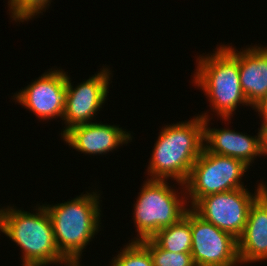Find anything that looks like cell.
<instances>
[{"mask_svg": "<svg viewBox=\"0 0 267 266\" xmlns=\"http://www.w3.org/2000/svg\"><path fill=\"white\" fill-rule=\"evenodd\" d=\"M130 131L119 125L103 124L102 121L79 124L68 129L61 139L68 146L85 155H106L132 141Z\"/></svg>", "mask_w": 267, "mask_h": 266, "instance_id": "8fae6325", "label": "cell"}, {"mask_svg": "<svg viewBox=\"0 0 267 266\" xmlns=\"http://www.w3.org/2000/svg\"><path fill=\"white\" fill-rule=\"evenodd\" d=\"M207 113H200L204 123V149L207 152L239 159L249 167L252 166L255 158L261 156L260 129L258 128L257 135L251 136L229 127L211 128L209 122L213 118Z\"/></svg>", "mask_w": 267, "mask_h": 266, "instance_id": "7c38bea8", "label": "cell"}, {"mask_svg": "<svg viewBox=\"0 0 267 266\" xmlns=\"http://www.w3.org/2000/svg\"><path fill=\"white\" fill-rule=\"evenodd\" d=\"M249 168L239 159L207 152L203 148L184 184L189 207L205 196L246 188L242 177Z\"/></svg>", "mask_w": 267, "mask_h": 266, "instance_id": "8992f818", "label": "cell"}, {"mask_svg": "<svg viewBox=\"0 0 267 266\" xmlns=\"http://www.w3.org/2000/svg\"><path fill=\"white\" fill-rule=\"evenodd\" d=\"M174 187L167 180L143 182L133 206L132 219L138 234L131 241L152 238L161 228L176 224L185 216L190 208L185 185L179 188L180 193Z\"/></svg>", "mask_w": 267, "mask_h": 266, "instance_id": "5b68a950", "label": "cell"}, {"mask_svg": "<svg viewBox=\"0 0 267 266\" xmlns=\"http://www.w3.org/2000/svg\"><path fill=\"white\" fill-rule=\"evenodd\" d=\"M246 46L239 51L241 89L254 107L267 91V46Z\"/></svg>", "mask_w": 267, "mask_h": 266, "instance_id": "5bb4252c", "label": "cell"}, {"mask_svg": "<svg viewBox=\"0 0 267 266\" xmlns=\"http://www.w3.org/2000/svg\"><path fill=\"white\" fill-rule=\"evenodd\" d=\"M261 156H267V124L260 126Z\"/></svg>", "mask_w": 267, "mask_h": 266, "instance_id": "ffe728a7", "label": "cell"}, {"mask_svg": "<svg viewBox=\"0 0 267 266\" xmlns=\"http://www.w3.org/2000/svg\"><path fill=\"white\" fill-rule=\"evenodd\" d=\"M110 264L111 266H153V261L149 251L139 241L129 240V243L112 258Z\"/></svg>", "mask_w": 267, "mask_h": 266, "instance_id": "2e32d148", "label": "cell"}, {"mask_svg": "<svg viewBox=\"0 0 267 266\" xmlns=\"http://www.w3.org/2000/svg\"><path fill=\"white\" fill-rule=\"evenodd\" d=\"M151 239L164 250L173 253H191L190 208L180 221L161 228Z\"/></svg>", "mask_w": 267, "mask_h": 266, "instance_id": "9a60e30c", "label": "cell"}, {"mask_svg": "<svg viewBox=\"0 0 267 266\" xmlns=\"http://www.w3.org/2000/svg\"><path fill=\"white\" fill-rule=\"evenodd\" d=\"M249 188H238L201 198L192 209L204 220L238 239L247 222L251 204L261 194V183L254 193Z\"/></svg>", "mask_w": 267, "mask_h": 266, "instance_id": "52a82bcc", "label": "cell"}, {"mask_svg": "<svg viewBox=\"0 0 267 266\" xmlns=\"http://www.w3.org/2000/svg\"><path fill=\"white\" fill-rule=\"evenodd\" d=\"M253 109L258 112L261 124H267V91L261 100L253 107Z\"/></svg>", "mask_w": 267, "mask_h": 266, "instance_id": "d6986e66", "label": "cell"}, {"mask_svg": "<svg viewBox=\"0 0 267 266\" xmlns=\"http://www.w3.org/2000/svg\"><path fill=\"white\" fill-rule=\"evenodd\" d=\"M79 262H67L64 266H81Z\"/></svg>", "mask_w": 267, "mask_h": 266, "instance_id": "7402d4cb", "label": "cell"}, {"mask_svg": "<svg viewBox=\"0 0 267 266\" xmlns=\"http://www.w3.org/2000/svg\"><path fill=\"white\" fill-rule=\"evenodd\" d=\"M4 206L1 232L22 252V266H63L68 261L60 254L53 226L44 205L37 204L34 213Z\"/></svg>", "mask_w": 267, "mask_h": 266, "instance_id": "277c9868", "label": "cell"}, {"mask_svg": "<svg viewBox=\"0 0 267 266\" xmlns=\"http://www.w3.org/2000/svg\"><path fill=\"white\" fill-rule=\"evenodd\" d=\"M153 146L147 179H169L182 186L204 148L203 118L197 114L188 121L165 125Z\"/></svg>", "mask_w": 267, "mask_h": 266, "instance_id": "6da1fadb", "label": "cell"}, {"mask_svg": "<svg viewBox=\"0 0 267 266\" xmlns=\"http://www.w3.org/2000/svg\"><path fill=\"white\" fill-rule=\"evenodd\" d=\"M237 240L241 265L267 260V199L262 193L251 204L245 229Z\"/></svg>", "mask_w": 267, "mask_h": 266, "instance_id": "4fadbf2b", "label": "cell"}, {"mask_svg": "<svg viewBox=\"0 0 267 266\" xmlns=\"http://www.w3.org/2000/svg\"><path fill=\"white\" fill-rule=\"evenodd\" d=\"M234 48L222 43L217 45L213 53L199 55L192 77L194 86L207 96L212 112L225 122L233 118L238 106L253 108L241 89L239 51Z\"/></svg>", "mask_w": 267, "mask_h": 266, "instance_id": "7a4b0ae2", "label": "cell"}, {"mask_svg": "<svg viewBox=\"0 0 267 266\" xmlns=\"http://www.w3.org/2000/svg\"><path fill=\"white\" fill-rule=\"evenodd\" d=\"M111 71L109 66H102L97 74L78 83L75 87L72 86L74 84L67 72L65 108L62 117L65 127L60 133L61 136L75 125L91 123L96 120L95 115L102 110L101 108L109 96Z\"/></svg>", "mask_w": 267, "mask_h": 266, "instance_id": "ba28073f", "label": "cell"}, {"mask_svg": "<svg viewBox=\"0 0 267 266\" xmlns=\"http://www.w3.org/2000/svg\"><path fill=\"white\" fill-rule=\"evenodd\" d=\"M139 242L149 251L153 266H196L191 253H173L164 250L151 238Z\"/></svg>", "mask_w": 267, "mask_h": 266, "instance_id": "e0dca14e", "label": "cell"}, {"mask_svg": "<svg viewBox=\"0 0 267 266\" xmlns=\"http://www.w3.org/2000/svg\"><path fill=\"white\" fill-rule=\"evenodd\" d=\"M66 75L63 69L51 68L31 84L14 93L12 98L38 120L62 119L66 98Z\"/></svg>", "mask_w": 267, "mask_h": 266, "instance_id": "30bf717a", "label": "cell"}, {"mask_svg": "<svg viewBox=\"0 0 267 266\" xmlns=\"http://www.w3.org/2000/svg\"><path fill=\"white\" fill-rule=\"evenodd\" d=\"M96 190L64 203L43 204L52 222L57 248L68 262L82 261L83 249L101 230L102 200Z\"/></svg>", "mask_w": 267, "mask_h": 266, "instance_id": "3957f363", "label": "cell"}, {"mask_svg": "<svg viewBox=\"0 0 267 266\" xmlns=\"http://www.w3.org/2000/svg\"><path fill=\"white\" fill-rule=\"evenodd\" d=\"M260 183H261V193L266 197V199H267V183H266V181H265V183H264V181L262 180V182L260 181Z\"/></svg>", "mask_w": 267, "mask_h": 266, "instance_id": "44dd1931", "label": "cell"}, {"mask_svg": "<svg viewBox=\"0 0 267 266\" xmlns=\"http://www.w3.org/2000/svg\"><path fill=\"white\" fill-rule=\"evenodd\" d=\"M3 208L4 207H1L0 208V232H1V228H2V213H3Z\"/></svg>", "mask_w": 267, "mask_h": 266, "instance_id": "603a6c76", "label": "cell"}, {"mask_svg": "<svg viewBox=\"0 0 267 266\" xmlns=\"http://www.w3.org/2000/svg\"><path fill=\"white\" fill-rule=\"evenodd\" d=\"M191 255L196 266H240L238 240L190 207Z\"/></svg>", "mask_w": 267, "mask_h": 266, "instance_id": "9c48e42d", "label": "cell"}, {"mask_svg": "<svg viewBox=\"0 0 267 266\" xmlns=\"http://www.w3.org/2000/svg\"><path fill=\"white\" fill-rule=\"evenodd\" d=\"M52 0H12L8 11L12 21L25 22L39 17V14L49 9Z\"/></svg>", "mask_w": 267, "mask_h": 266, "instance_id": "ac0fdd59", "label": "cell"}]
</instances>
